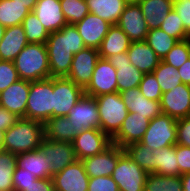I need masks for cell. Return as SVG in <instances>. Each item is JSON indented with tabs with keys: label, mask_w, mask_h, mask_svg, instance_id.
Listing matches in <instances>:
<instances>
[{
	"label": "cell",
	"mask_w": 190,
	"mask_h": 191,
	"mask_svg": "<svg viewBox=\"0 0 190 191\" xmlns=\"http://www.w3.org/2000/svg\"><path fill=\"white\" fill-rule=\"evenodd\" d=\"M31 11L13 0H0V24L5 28L20 25Z\"/></svg>",
	"instance_id": "obj_32"
},
{
	"label": "cell",
	"mask_w": 190,
	"mask_h": 191,
	"mask_svg": "<svg viewBox=\"0 0 190 191\" xmlns=\"http://www.w3.org/2000/svg\"><path fill=\"white\" fill-rule=\"evenodd\" d=\"M84 89L66 77H53V117L67 116Z\"/></svg>",
	"instance_id": "obj_8"
},
{
	"label": "cell",
	"mask_w": 190,
	"mask_h": 191,
	"mask_svg": "<svg viewBox=\"0 0 190 191\" xmlns=\"http://www.w3.org/2000/svg\"><path fill=\"white\" fill-rule=\"evenodd\" d=\"M120 95L129 113H138L149 120L162 113L160 102L145 98L141 94L139 87L124 90L120 92Z\"/></svg>",
	"instance_id": "obj_22"
},
{
	"label": "cell",
	"mask_w": 190,
	"mask_h": 191,
	"mask_svg": "<svg viewBox=\"0 0 190 191\" xmlns=\"http://www.w3.org/2000/svg\"><path fill=\"white\" fill-rule=\"evenodd\" d=\"M149 121L138 113H129L119 131L111 138L112 143L124 148L130 143L139 142L148 128Z\"/></svg>",
	"instance_id": "obj_17"
},
{
	"label": "cell",
	"mask_w": 190,
	"mask_h": 191,
	"mask_svg": "<svg viewBox=\"0 0 190 191\" xmlns=\"http://www.w3.org/2000/svg\"><path fill=\"white\" fill-rule=\"evenodd\" d=\"M51 77H66L71 69L74 54L85 48L84 41L74 24H66L50 33L46 41Z\"/></svg>",
	"instance_id": "obj_1"
},
{
	"label": "cell",
	"mask_w": 190,
	"mask_h": 191,
	"mask_svg": "<svg viewBox=\"0 0 190 191\" xmlns=\"http://www.w3.org/2000/svg\"><path fill=\"white\" fill-rule=\"evenodd\" d=\"M13 1L20 5H24V7L28 8L30 11H33L38 0H13Z\"/></svg>",
	"instance_id": "obj_52"
},
{
	"label": "cell",
	"mask_w": 190,
	"mask_h": 191,
	"mask_svg": "<svg viewBox=\"0 0 190 191\" xmlns=\"http://www.w3.org/2000/svg\"><path fill=\"white\" fill-rule=\"evenodd\" d=\"M5 29L6 28L3 25L0 24V43H1L2 39H3Z\"/></svg>",
	"instance_id": "obj_55"
},
{
	"label": "cell",
	"mask_w": 190,
	"mask_h": 191,
	"mask_svg": "<svg viewBox=\"0 0 190 191\" xmlns=\"http://www.w3.org/2000/svg\"><path fill=\"white\" fill-rule=\"evenodd\" d=\"M19 119L14 113L0 106V129L6 131Z\"/></svg>",
	"instance_id": "obj_49"
},
{
	"label": "cell",
	"mask_w": 190,
	"mask_h": 191,
	"mask_svg": "<svg viewBox=\"0 0 190 191\" xmlns=\"http://www.w3.org/2000/svg\"><path fill=\"white\" fill-rule=\"evenodd\" d=\"M44 139V123L19 118L5 131L3 150L16 155L39 149Z\"/></svg>",
	"instance_id": "obj_2"
},
{
	"label": "cell",
	"mask_w": 190,
	"mask_h": 191,
	"mask_svg": "<svg viewBox=\"0 0 190 191\" xmlns=\"http://www.w3.org/2000/svg\"><path fill=\"white\" fill-rule=\"evenodd\" d=\"M144 191H183L181 176H167L149 173Z\"/></svg>",
	"instance_id": "obj_35"
},
{
	"label": "cell",
	"mask_w": 190,
	"mask_h": 191,
	"mask_svg": "<svg viewBox=\"0 0 190 191\" xmlns=\"http://www.w3.org/2000/svg\"><path fill=\"white\" fill-rule=\"evenodd\" d=\"M127 54L130 63L144 74L153 72L161 61L146 41L131 42Z\"/></svg>",
	"instance_id": "obj_25"
},
{
	"label": "cell",
	"mask_w": 190,
	"mask_h": 191,
	"mask_svg": "<svg viewBox=\"0 0 190 191\" xmlns=\"http://www.w3.org/2000/svg\"><path fill=\"white\" fill-rule=\"evenodd\" d=\"M173 10L179 15L186 33L190 36V0L173 3Z\"/></svg>",
	"instance_id": "obj_48"
},
{
	"label": "cell",
	"mask_w": 190,
	"mask_h": 191,
	"mask_svg": "<svg viewBox=\"0 0 190 191\" xmlns=\"http://www.w3.org/2000/svg\"><path fill=\"white\" fill-rule=\"evenodd\" d=\"M166 34L176 38L178 41L187 40L190 36L186 33L182 20L174 11H170L160 26Z\"/></svg>",
	"instance_id": "obj_41"
},
{
	"label": "cell",
	"mask_w": 190,
	"mask_h": 191,
	"mask_svg": "<svg viewBox=\"0 0 190 191\" xmlns=\"http://www.w3.org/2000/svg\"><path fill=\"white\" fill-rule=\"evenodd\" d=\"M190 59V38L179 41L167 55L162 59L163 62L179 69L186 61Z\"/></svg>",
	"instance_id": "obj_40"
},
{
	"label": "cell",
	"mask_w": 190,
	"mask_h": 191,
	"mask_svg": "<svg viewBox=\"0 0 190 191\" xmlns=\"http://www.w3.org/2000/svg\"><path fill=\"white\" fill-rule=\"evenodd\" d=\"M161 111L175 119L190 116V86L181 83L166 93H162Z\"/></svg>",
	"instance_id": "obj_15"
},
{
	"label": "cell",
	"mask_w": 190,
	"mask_h": 191,
	"mask_svg": "<svg viewBox=\"0 0 190 191\" xmlns=\"http://www.w3.org/2000/svg\"><path fill=\"white\" fill-rule=\"evenodd\" d=\"M13 62L22 80L32 82L50 78L46 44L28 43Z\"/></svg>",
	"instance_id": "obj_3"
},
{
	"label": "cell",
	"mask_w": 190,
	"mask_h": 191,
	"mask_svg": "<svg viewBox=\"0 0 190 191\" xmlns=\"http://www.w3.org/2000/svg\"><path fill=\"white\" fill-rule=\"evenodd\" d=\"M139 89L145 98L159 102L161 101L162 90L153 72L144 74L143 79L139 84Z\"/></svg>",
	"instance_id": "obj_42"
},
{
	"label": "cell",
	"mask_w": 190,
	"mask_h": 191,
	"mask_svg": "<svg viewBox=\"0 0 190 191\" xmlns=\"http://www.w3.org/2000/svg\"><path fill=\"white\" fill-rule=\"evenodd\" d=\"M88 191H119L111 176L89 177Z\"/></svg>",
	"instance_id": "obj_45"
},
{
	"label": "cell",
	"mask_w": 190,
	"mask_h": 191,
	"mask_svg": "<svg viewBox=\"0 0 190 191\" xmlns=\"http://www.w3.org/2000/svg\"><path fill=\"white\" fill-rule=\"evenodd\" d=\"M27 44L22 24L7 27L0 43V60L14 61Z\"/></svg>",
	"instance_id": "obj_24"
},
{
	"label": "cell",
	"mask_w": 190,
	"mask_h": 191,
	"mask_svg": "<svg viewBox=\"0 0 190 191\" xmlns=\"http://www.w3.org/2000/svg\"><path fill=\"white\" fill-rule=\"evenodd\" d=\"M177 143L179 145L190 147V116L177 119Z\"/></svg>",
	"instance_id": "obj_46"
},
{
	"label": "cell",
	"mask_w": 190,
	"mask_h": 191,
	"mask_svg": "<svg viewBox=\"0 0 190 191\" xmlns=\"http://www.w3.org/2000/svg\"><path fill=\"white\" fill-rule=\"evenodd\" d=\"M147 175L119 146V160L111 176L119 191H144Z\"/></svg>",
	"instance_id": "obj_7"
},
{
	"label": "cell",
	"mask_w": 190,
	"mask_h": 191,
	"mask_svg": "<svg viewBox=\"0 0 190 191\" xmlns=\"http://www.w3.org/2000/svg\"><path fill=\"white\" fill-rule=\"evenodd\" d=\"M116 25L123 30L131 42L145 41L149 32L138 3L127 4Z\"/></svg>",
	"instance_id": "obj_16"
},
{
	"label": "cell",
	"mask_w": 190,
	"mask_h": 191,
	"mask_svg": "<svg viewBox=\"0 0 190 191\" xmlns=\"http://www.w3.org/2000/svg\"><path fill=\"white\" fill-rule=\"evenodd\" d=\"M154 153V173L157 175L179 176L176 145L152 150Z\"/></svg>",
	"instance_id": "obj_31"
},
{
	"label": "cell",
	"mask_w": 190,
	"mask_h": 191,
	"mask_svg": "<svg viewBox=\"0 0 190 191\" xmlns=\"http://www.w3.org/2000/svg\"><path fill=\"white\" fill-rule=\"evenodd\" d=\"M111 144V138L106 133L94 128L78 133L72 142L77 160L100 154Z\"/></svg>",
	"instance_id": "obj_11"
},
{
	"label": "cell",
	"mask_w": 190,
	"mask_h": 191,
	"mask_svg": "<svg viewBox=\"0 0 190 191\" xmlns=\"http://www.w3.org/2000/svg\"><path fill=\"white\" fill-rule=\"evenodd\" d=\"M30 81L19 79L0 93V106L25 118Z\"/></svg>",
	"instance_id": "obj_19"
},
{
	"label": "cell",
	"mask_w": 190,
	"mask_h": 191,
	"mask_svg": "<svg viewBox=\"0 0 190 191\" xmlns=\"http://www.w3.org/2000/svg\"><path fill=\"white\" fill-rule=\"evenodd\" d=\"M75 26L84 41L85 47L99 49L111 24L95 14L88 13L86 17L76 23Z\"/></svg>",
	"instance_id": "obj_21"
},
{
	"label": "cell",
	"mask_w": 190,
	"mask_h": 191,
	"mask_svg": "<svg viewBox=\"0 0 190 191\" xmlns=\"http://www.w3.org/2000/svg\"><path fill=\"white\" fill-rule=\"evenodd\" d=\"M153 74L161 87L162 93H166L182 83L177 69L162 60L153 71Z\"/></svg>",
	"instance_id": "obj_36"
},
{
	"label": "cell",
	"mask_w": 190,
	"mask_h": 191,
	"mask_svg": "<svg viewBox=\"0 0 190 191\" xmlns=\"http://www.w3.org/2000/svg\"><path fill=\"white\" fill-rule=\"evenodd\" d=\"M33 12L49 33L59 31L67 24L60 0H38Z\"/></svg>",
	"instance_id": "obj_23"
},
{
	"label": "cell",
	"mask_w": 190,
	"mask_h": 191,
	"mask_svg": "<svg viewBox=\"0 0 190 191\" xmlns=\"http://www.w3.org/2000/svg\"><path fill=\"white\" fill-rule=\"evenodd\" d=\"M176 158L179 166V176L190 172V147L176 144Z\"/></svg>",
	"instance_id": "obj_47"
},
{
	"label": "cell",
	"mask_w": 190,
	"mask_h": 191,
	"mask_svg": "<svg viewBox=\"0 0 190 191\" xmlns=\"http://www.w3.org/2000/svg\"><path fill=\"white\" fill-rule=\"evenodd\" d=\"M67 118L71 121L77 134L85 129H100L99 111L95 97L82 95L69 111Z\"/></svg>",
	"instance_id": "obj_9"
},
{
	"label": "cell",
	"mask_w": 190,
	"mask_h": 191,
	"mask_svg": "<svg viewBox=\"0 0 190 191\" xmlns=\"http://www.w3.org/2000/svg\"><path fill=\"white\" fill-rule=\"evenodd\" d=\"M55 191H88L89 176L81 160H75L52 177Z\"/></svg>",
	"instance_id": "obj_14"
},
{
	"label": "cell",
	"mask_w": 190,
	"mask_h": 191,
	"mask_svg": "<svg viewBox=\"0 0 190 191\" xmlns=\"http://www.w3.org/2000/svg\"><path fill=\"white\" fill-rule=\"evenodd\" d=\"M37 179L35 174H31L16 165L13 172V191H23Z\"/></svg>",
	"instance_id": "obj_44"
},
{
	"label": "cell",
	"mask_w": 190,
	"mask_h": 191,
	"mask_svg": "<svg viewBox=\"0 0 190 191\" xmlns=\"http://www.w3.org/2000/svg\"><path fill=\"white\" fill-rule=\"evenodd\" d=\"M67 24H76L89 13L86 0H60Z\"/></svg>",
	"instance_id": "obj_39"
},
{
	"label": "cell",
	"mask_w": 190,
	"mask_h": 191,
	"mask_svg": "<svg viewBox=\"0 0 190 191\" xmlns=\"http://www.w3.org/2000/svg\"><path fill=\"white\" fill-rule=\"evenodd\" d=\"M19 79L14 62L0 60V93Z\"/></svg>",
	"instance_id": "obj_43"
},
{
	"label": "cell",
	"mask_w": 190,
	"mask_h": 191,
	"mask_svg": "<svg viewBox=\"0 0 190 191\" xmlns=\"http://www.w3.org/2000/svg\"><path fill=\"white\" fill-rule=\"evenodd\" d=\"M23 191H55L52 178L37 179Z\"/></svg>",
	"instance_id": "obj_50"
},
{
	"label": "cell",
	"mask_w": 190,
	"mask_h": 191,
	"mask_svg": "<svg viewBox=\"0 0 190 191\" xmlns=\"http://www.w3.org/2000/svg\"><path fill=\"white\" fill-rule=\"evenodd\" d=\"M89 13L95 14L111 25H116L125 6V0H86Z\"/></svg>",
	"instance_id": "obj_29"
},
{
	"label": "cell",
	"mask_w": 190,
	"mask_h": 191,
	"mask_svg": "<svg viewBox=\"0 0 190 191\" xmlns=\"http://www.w3.org/2000/svg\"><path fill=\"white\" fill-rule=\"evenodd\" d=\"M138 5L149 30L160 28L168 13L173 10L171 0H141Z\"/></svg>",
	"instance_id": "obj_28"
},
{
	"label": "cell",
	"mask_w": 190,
	"mask_h": 191,
	"mask_svg": "<svg viewBox=\"0 0 190 191\" xmlns=\"http://www.w3.org/2000/svg\"><path fill=\"white\" fill-rule=\"evenodd\" d=\"M39 149L47 157L51 166V175L62 171L76 159L73 145L70 142L54 141L44 138Z\"/></svg>",
	"instance_id": "obj_13"
},
{
	"label": "cell",
	"mask_w": 190,
	"mask_h": 191,
	"mask_svg": "<svg viewBox=\"0 0 190 191\" xmlns=\"http://www.w3.org/2000/svg\"><path fill=\"white\" fill-rule=\"evenodd\" d=\"M108 60L116 69L119 93L130 88L139 87L144 73L130 63L127 52L112 55Z\"/></svg>",
	"instance_id": "obj_20"
},
{
	"label": "cell",
	"mask_w": 190,
	"mask_h": 191,
	"mask_svg": "<svg viewBox=\"0 0 190 191\" xmlns=\"http://www.w3.org/2000/svg\"><path fill=\"white\" fill-rule=\"evenodd\" d=\"M119 160V146L111 144L102 153L82 159L89 177L112 176Z\"/></svg>",
	"instance_id": "obj_18"
},
{
	"label": "cell",
	"mask_w": 190,
	"mask_h": 191,
	"mask_svg": "<svg viewBox=\"0 0 190 191\" xmlns=\"http://www.w3.org/2000/svg\"><path fill=\"white\" fill-rule=\"evenodd\" d=\"M183 191H190V172L181 175Z\"/></svg>",
	"instance_id": "obj_53"
},
{
	"label": "cell",
	"mask_w": 190,
	"mask_h": 191,
	"mask_svg": "<svg viewBox=\"0 0 190 191\" xmlns=\"http://www.w3.org/2000/svg\"><path fill=\"white\" fill-rule=\"evenodd\" d=\"M99 58L98 49L85 47L80 50L74 54L71 69L66 78L85 89L92 79Z\"/></svg>",
	"instance_id": "obj_12"
},
{
	"label": "cell",
	"mask_w": 190,
	"mask_h": 191,
	"mask_svg": "<svg viewBox=\"0 0 190 191\" xmlns=\"http://www.w3.org/2000/svg\"><path fill=\"white\" fill-rule=\"evenodd\" d=\"M128 4L139 3L141 0H125Z\"/></svg>",
	"instance_id": "obj_56"
},
{
	"label": "cell",
	"mask_w": 190,
	"mask_h": 191,
	"mask_svg": "<svg viewBox=\"0 0 190 191\" xmlns=\"http://www.w3.org/2000/svg\"><path fill=\"white\" fill-rule=\"evenodd\" d=\"M145 41L161 60L179 42L160 28L149 30Z\"/></svg>",
	"instance_id": "obj_33"
},
{
	"label": "cell",
	"mask_w": 190,
	"mask_h": 191,
	"mask_svg": "<svg viewBox=\"0 0 190 191\" xmlns=\"http://www.w3.org/2000/svg\"><path fill=\"white\" fill-rule=\"evenodd\" d=\"M131 44L129 37L118 25H111L98 49L99 56L108 59L112 55L127 52Z\"/></svg>",
	"instance_id": "obj_27"
},
{
	"label": "cell",
	"mask_w": 190,
	"mask_h": 191,
	"mask_svg": "<svg viewBox=\"0 0 190 191\" xmlns=\"http://www.w3.org/2000/svg\"><path fill=\"white\" fill-rule=\"evenodd\" d=\"M124 151L148 174L154 173V153L148 146L140 142L130 143L124 147Z\"/></svg>",
	"instance_id": "obj_34"
},
{
	"label": "cell",
	"mask_w": 190,
	"mask_h": 191,
	"mask_svg": "<svg viewBox=\"0 0 190 191\" xmlns=\"http://www.w3.org/2000/svg\"><path fill=\"white\" fill-rule=\"evenodd\" d=\"M53 117V77L30 81L25 118L45 123Z\"/></svg>",
	"instance_id": "obj_4"
},
{
	"label": "cell",
	"mask_w": 190,
	"mask_h": 191,
	"mask_svg": "<svg viewBox=\"0 0 190 191\" xmlns=\"http://www.w3.org/2000/svg\"><path fill=\"white\" fill-rule=\"evenodd\" d=\"M16 165L19 168L27 170V172L31 174H35L39 179L53 177L51 175V166L49 161L40 149L18 154Z\"/></svg>",
	"instance_id": "obj_26"
},
{
	"label": "cell",
	"mask_w": 190,
	"mask_h": 191,
	"mask_svg": "<svg viewBox=\"0 0 190 191\" xmlns=\"http://www.w3.org/2000/svg\"><path fill=\"white\" fill-rule=\"evenodd\" d=\"M17 155L0 150V190L13 191V172L16 168Z\"/></svg>",
	"instance_id": "obj_38"
},
{
	"label": "cell",
	"mask_w": 190,
	"mask_h": 191,
	"mask_svg": "<svg viewBox=\"0 0 190 191\" xmlns=\"http://www.w3.org/2000/svg\"><path fill=\"white\" fill-rule=\"evenodd\" d=\"M77 135L67 116L51 117L44 123V138L72 143Z\"/></svg>",
	"instance_id": "obj_30"
},
{
	"label": "cell",
	"mask_w": 190,
	"mask_h": 191,
	"mask_svg": "<svg viewBox=\"0 0 190 191\" xmlns=\"http://www.w3.org/2000/svg\"><path fill=\"white\" fill-rule=\"evenodd\" d=\"M22 25L28 43L46 44L50 33L43 27L33 11L25 17Z\"/></svg>",
	"instance_id": "obj_37"
},
{
	"label": "cell",
	"mask_w": 190,
	"mask_h": 191,
	"mask_svg": "<svg viewBox=\"0 0 190 191\" xmlns=\"http://www.w3.org/2000/svg\"><path fill=\"white\" fill-rule=\"evenodd\" d=\"M5 131L0 129V150H3Z\"/></svg>",
	"instance_id": "obj_54"
},
{
	"label": "cell",
	"mask_w": 190,
	"mask_h": 191,
	"mask_svg": "<svg viewBox=\"0 0 190 191\" xmlns=\"http://www.w3.org/2000/svg\"><path fill=\"white\" fill-rule=\"evenodd\" d=\"M177 71L181 76L182 83L190 86V59L186 61L181 67H179Z\"/></svg>",
	"instance_id": "obj_51"
},
{
	"label": "cell",
	"mask_w": 190,
	"mask_h": 191,
	"mask_svg": "<svg viewBox=\"0 0 190 191\" xmlns=\"http://www.w3.org/2000/svg\"><path fill=\"white\" fill-rule=\"evenodd\" d=\"M173 3H177V2H183V1H188V0H171Z\"/></svg>",
	"instance_id": "obj_57"
},
{
	"label": "cell",
	"mask_w": 190,
	"mask_h": 191,
	"mask_svg": "<svg viewBox=\"0 0 190 191\" xmlns=\"http://www.w3.org/2000/svg\"><path fill=\"white\" fill-rule=\"evenodd\" d=\"M117 72L108 59L99 58L90 83L84 94L98 97L103 94L118 92Z\"/></svg>",
	"instance_id": "obj_10"
},
{
	"label": "cell",
	"mask_w": 190,
	"mask_h": 191,
	"mask_svg": "<svg viewBox=\"0 0 190 191\" xmlns=\"http://www.w3.org/2000/svg\"><path fill=\"white\" fill-rule=\"evenodd\" d=\"M177 119L161 113L149 121L148 128L139 141L150 149L165 148L177 143Z\"/></svg>",
	"instance_id": "obj_6"
},
{
	"label": "cell",
	"mask_w": 190,
	"mask_h": 191,
	"mask_svg": "<svg viewBox=\"0 0 190 191\" xmlns=\"http://www.w3.org/2000/svg\"><path fill=\"white\" fill-rule=\"evenodd\" d=\"M100 118V129L112 138L129 114L119 92L95 97Z\"/></svg>",
	"instance_id": "obj_5"
}]
</instances>
